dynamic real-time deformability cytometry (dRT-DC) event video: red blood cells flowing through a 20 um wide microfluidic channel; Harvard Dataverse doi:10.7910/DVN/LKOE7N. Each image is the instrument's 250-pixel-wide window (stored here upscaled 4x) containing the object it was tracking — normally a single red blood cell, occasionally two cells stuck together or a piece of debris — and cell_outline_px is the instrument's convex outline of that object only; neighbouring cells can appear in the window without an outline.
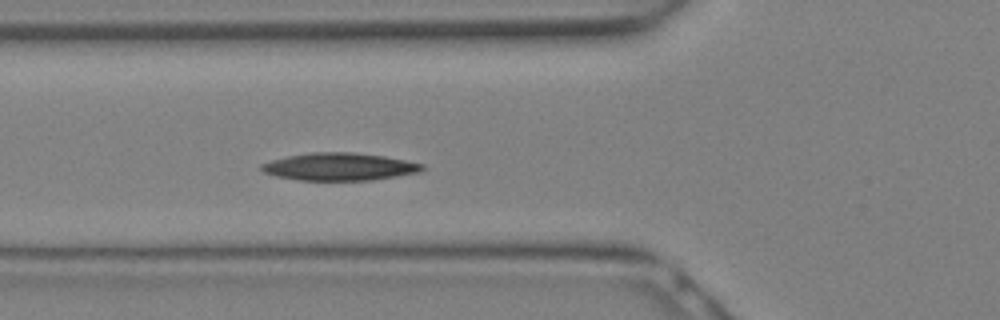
{"species": "Egyptian fruit bat (a non-hibernating species)", "species_latin": "Rousettus aegyptiacus", "temperature_condition": "warm", "stored_images_in_passage": 4, "camera_frame_rate_fps": 3000, "um_per_image_px": 0.085, "animal": {"sex": "female"}, "frame": {"image": 1, "passage_image": 4, "time_ms": 1.0, "image_size_px": [1000, 320], "cell_outline_px": [[428, 168], [420, 172], [372, 180], [296, 180], [276, 176], [264, 172], [260, 168], [260, 164], [272, 160], [288, 156], [312, 152], [352, 152], [384, 156], [424, 164]], "centroid_in_image_um": [28.87, 14.17], "position_along_channel_um": 96.9, "area_um2": 25.84}}